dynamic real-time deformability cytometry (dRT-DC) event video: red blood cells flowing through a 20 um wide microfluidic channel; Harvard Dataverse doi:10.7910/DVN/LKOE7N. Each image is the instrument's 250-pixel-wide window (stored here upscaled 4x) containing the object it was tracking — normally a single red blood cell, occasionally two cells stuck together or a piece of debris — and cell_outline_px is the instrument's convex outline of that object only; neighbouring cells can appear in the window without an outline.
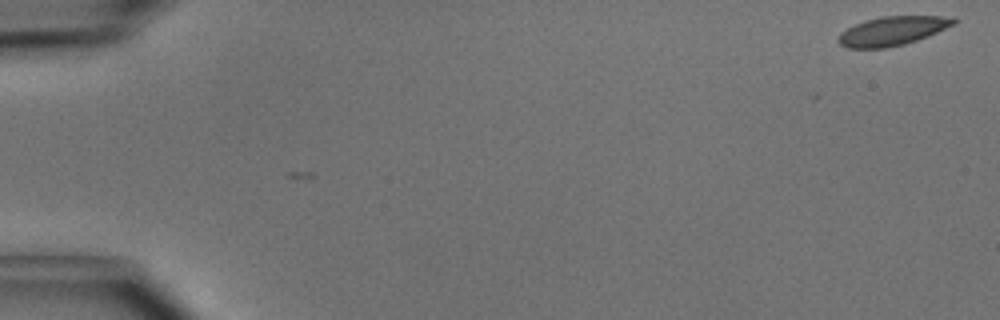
{"species": "common noctule bat (a hibernating species)", "species_latin": "Nyctalus noctula", "temperature_condition": "cold", "stored_images_in_passage": 2, "camera_frame_rate_fps": 3000, "um_per_image_px": 0.085, "animal": {"sex": "male", "body_mass_g": 15.6}, "frame": {"image": 1, "passage_image": 1, "time_ms": 0.0, "image_size_px": [1000, 320], "cell_outline_px": [[960, 20], [956, 24], [928, 36], [904, 44], [884, 48], [848, 48], [840, 44], [836, 40], [836, 36], [840, 32], [864, 20], [884, 16], [940, 16]], "centroid_in_image_um": [75.83, 2.63], "position_along_channel_um": 9.2, "area_um2": 19.48}}